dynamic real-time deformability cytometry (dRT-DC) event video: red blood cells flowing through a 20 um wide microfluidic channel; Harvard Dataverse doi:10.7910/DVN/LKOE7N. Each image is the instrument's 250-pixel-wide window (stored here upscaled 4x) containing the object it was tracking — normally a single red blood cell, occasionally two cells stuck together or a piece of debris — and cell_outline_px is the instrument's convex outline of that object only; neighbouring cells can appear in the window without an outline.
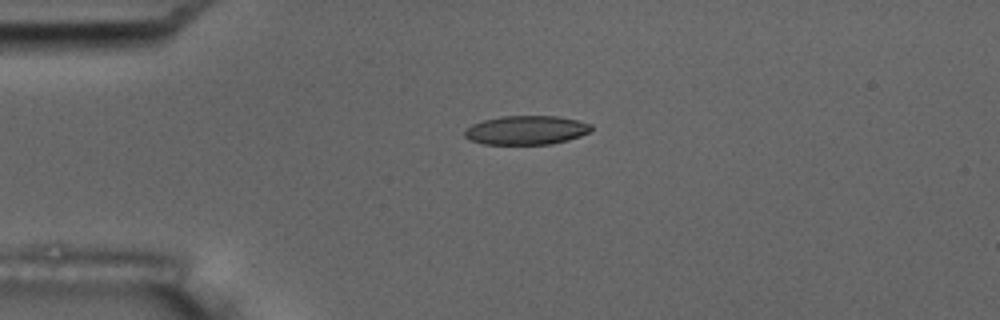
{"species": "common noctule bat (a hibernating species)", "species_latin": "Nyctalus noctula", "temperature_condition": "room temperature", "stored_images_in_passage": 3, "camera_frame_rate_fps": 3000, "um_per_image_px": 0.085, "animal": {"sex": "male", "body_mass_g": 17.5, "forearm_length_mm": 52.3}, "frame": {"image": 1, "passage_image": 2, "time_ms": 1.333, "image_size_px": [1000, 320], "cell_outline_px": [[592, 128], [588, 132], [580, 136], [568, 140], [552, 144], [484, 144], [472, 140], [464, 136], [464, 132], [472, 124], [484, 120], [500, 116], [556, 116], [576, 120], [592, 124]], "centroid_in_image_um": [44.74, 11.06], "position_along_channel_um": 40.3, "area_um2": 21.21}}